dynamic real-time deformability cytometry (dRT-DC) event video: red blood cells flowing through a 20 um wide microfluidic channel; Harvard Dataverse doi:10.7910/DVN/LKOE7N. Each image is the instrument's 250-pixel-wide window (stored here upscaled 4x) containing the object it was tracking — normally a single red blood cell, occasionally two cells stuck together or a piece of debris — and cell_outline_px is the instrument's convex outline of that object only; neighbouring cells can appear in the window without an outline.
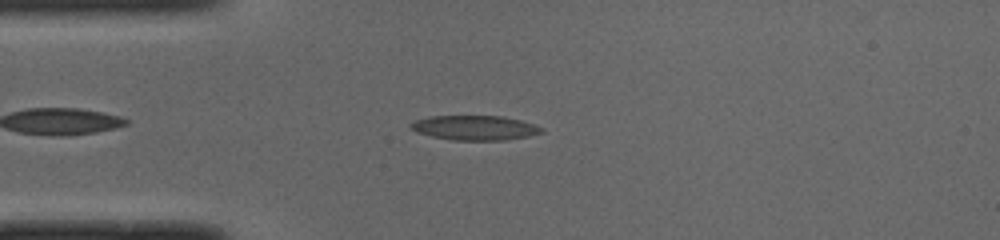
{"species": "common noctule bat (a hibernating species)", "species_latin": "Nyctalus noctula", "temperature_condition": "cold", "stored_images_in_passage": 41, "camera_frame_rate_fps": 3000, "um_per_image_px": 0.085, "animal": {"sex": "male", "body_mass_g": 19.0, "forearm_length_mm": 50.8}, "frame": {"image": 1, "passage_image": 4, "time_ms": 1.0, "image_size_px": [1000, 240], "cell_outline_px": [[544, 132], [528, 136], [504, 140], [452, 140], [432, 136], [416, 132], [408, 124], [416, 120], [432, 116], [504, 116], [520, 120], [544, 128]], "centroid_in_image_um": [40.37, 10.86], "position_along_channel_um": 44.6, "area_um2": 18.67}}
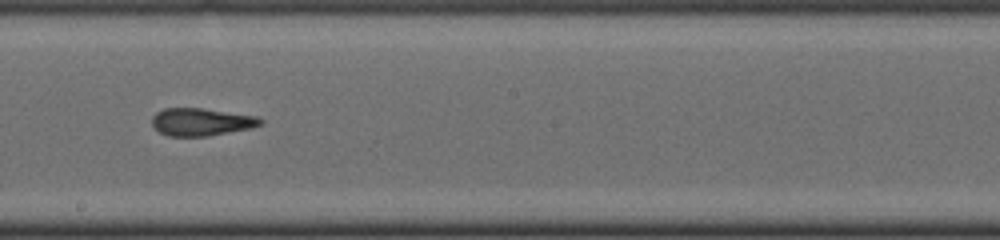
{"frame": {"image": 2, "passage_image": 19, "time_ms": 6.0, "image_size_px": [1000, 240], "cell_outline_px": [[264, 124], [252, 128], [208, 136], [168, 136], [160, 132], [152, 124], [152, 116], [156, 112], [164, 108], [200, 108], [256, 116], [264, 120]], "centroid_in_image_um": [17.12, 10.36], "position_along_channel_um": 231.1, "area_um2": 17.46}}
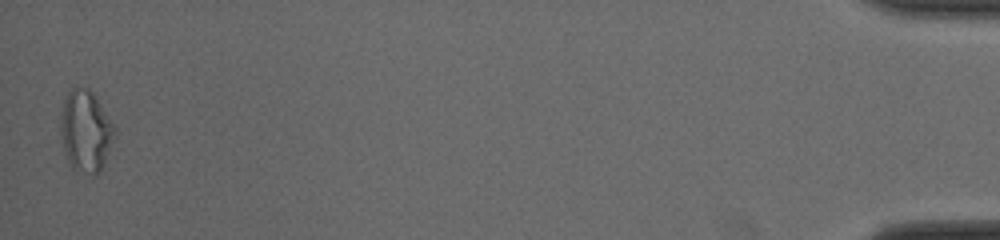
{"frame": {"image": 3, "passage_image": 41, "time_ms": 13.333, "image_size_px": [1000, 240], "cell_outline_px": [[116, 136], [100, 172], [92, 172], [72, 168], [68, 160], [64, 148], [60, 132], [60, 112], [64, 100], [68, 92], [72, 88], [88, 88], [92, 92], [116, 128]], "centroid_in_image_um": [7.28, 11.1], "position_along_channel_um": 427.9, "area_um2": 25.26}, "authors_computed_cell_mechanics": {"area_um2": 18.4382, "velocity_mm_per_s": 3.9971, "shape_relaxation_time_tau1_ms": 4.4355, "shape_relaxation_time_tau2_ms": 3.6914, "deformation_change_tau1": 0.1458, "deformation_change_tau2": 0.1253}}